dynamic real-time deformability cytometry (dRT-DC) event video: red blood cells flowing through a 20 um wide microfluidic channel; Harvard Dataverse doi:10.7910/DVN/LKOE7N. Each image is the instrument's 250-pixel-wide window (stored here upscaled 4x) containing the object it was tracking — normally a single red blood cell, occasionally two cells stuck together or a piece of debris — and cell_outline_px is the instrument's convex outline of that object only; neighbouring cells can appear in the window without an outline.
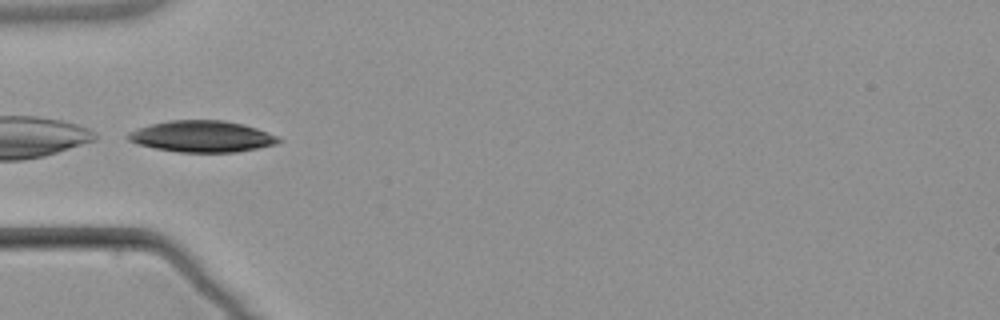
{"species": "common noctule bat (a hibernating species)", "species_latin": "Nyctalus noctula", "temperature_condition": "warm", "stored_images_in_passage": 5, "camera_frame_rate_fps": 3000, "um_per_image_px": 0.085, "animal": {"sex": "male", "body_mass_g": 21.5, "forearm_length_mm": 52.0}, "frame": {"image": 1, "passage_image": 3, "time_ms": 2.333, "image_size_px": [1000, 320], "cell_outline_px": [[284, 140], [276, 144], [236, 152], [180, 152], [156, 148], [140, 144], [128, 140], [124, 136], [128, 132], [136, 128], [148, 124], [168, 120], [224, 120], [244, 124], [256, 128], [276, 136]], "centroid_in_image_um": [17.13, 11.58], "position_along_channel_um": 67.9, "area_um2": 27.57}}
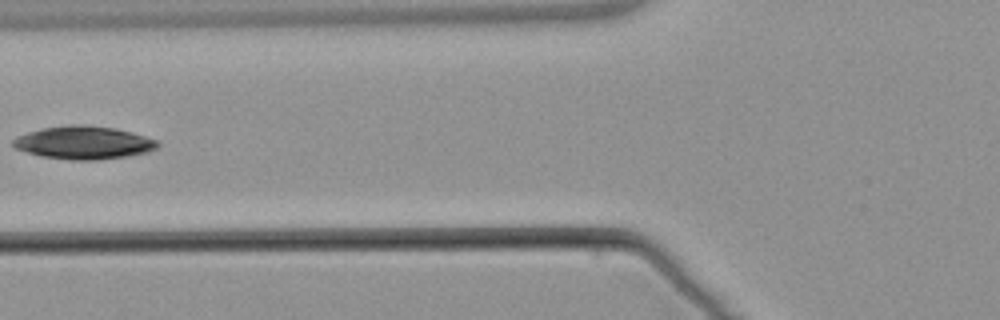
{"frame": {"image": 2, "passage_image": 4, "time_ms": 3.667, "image_size_px": [1000, 320], "cell_outline_px": [[160, 144], [156, 148], [148, 152], [128, 156], [96, 160], [68, 160], [40, 156], [12, 148], [12, 140], [16, 136], [28, 132], [44, 128], [72, 124], [84, 124], [116, 128], [144, 136], [156, 140]], "centroid_in_image_um": [7.07, 12.13], "position_along_channel_um": 118.7, "area_um2": 27.98}}
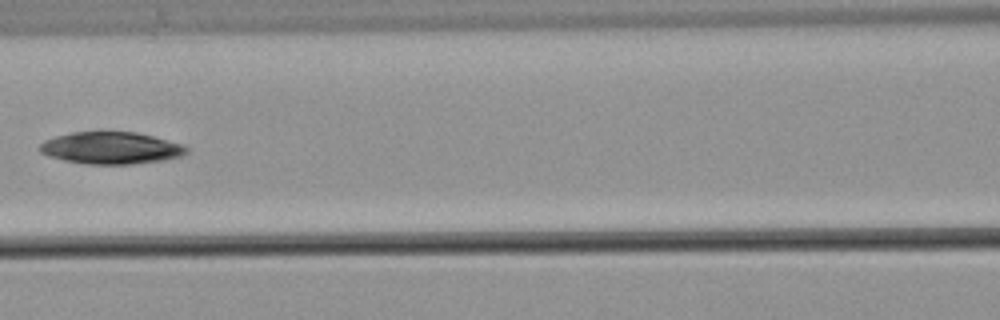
{"frame": {"image": 3, "passage_image": 5, "time_ms": 4.667, "image_size_px": [1000, 320], "cell_outline_px": [[188, 152], [180, 156], [160, 160], [132, 164], [88, 164], [64, 160], [48, 156], [40, 152], [40, 144], [44, 140], [56, 136], [72, 132], [100, 128], [136, 132], [184, 144], [188, 148]], "centroid_in_image_um": [9.41, 12.53], "position_along_channel_um": 157.2, "area_um2": 28.15}}